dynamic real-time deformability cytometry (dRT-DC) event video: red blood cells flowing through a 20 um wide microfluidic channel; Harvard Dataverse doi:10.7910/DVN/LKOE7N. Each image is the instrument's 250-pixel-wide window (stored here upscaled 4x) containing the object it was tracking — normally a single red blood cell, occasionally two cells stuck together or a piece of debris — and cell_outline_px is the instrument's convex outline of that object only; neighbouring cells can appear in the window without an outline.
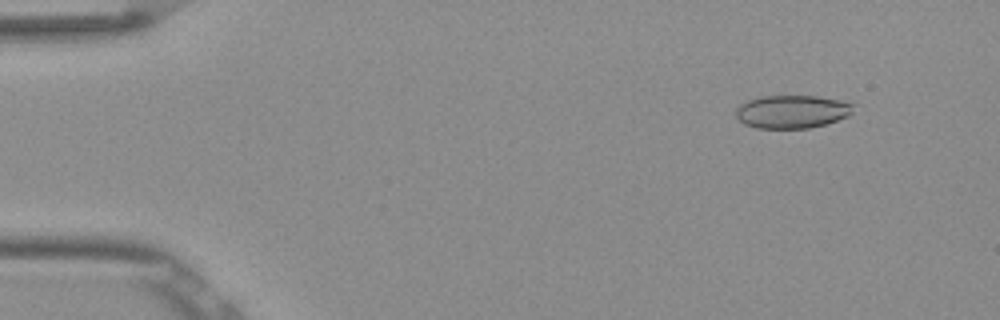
{"species": "Egyptian fruit bat (a non-hibernating species)", "species_latin": "Rousettus aegyptiacus", "temperature_condition": "room temperature", "stored_images_in_passage": 53, "camera_frame_rate_fps": 3000, "um_per_image_px": 0.085, "frame": {"image": 1, "passage_image": 6, "time_ms": 1.667, "image_size_px": [1000, 320], "cell_outline_px": [[852, 112], [848, 116], [824, 124], [808, 128], [756, 128], [744, 124], [736, 116], [736, 108], [740, 104], [748, 100], [760, 96], [816, 96], [836, 100], [852, 104]], "centroid_in_image_um": [67.26, 9.49], "position_along_channel_um": 17.7, "area_um2": 22.37}}
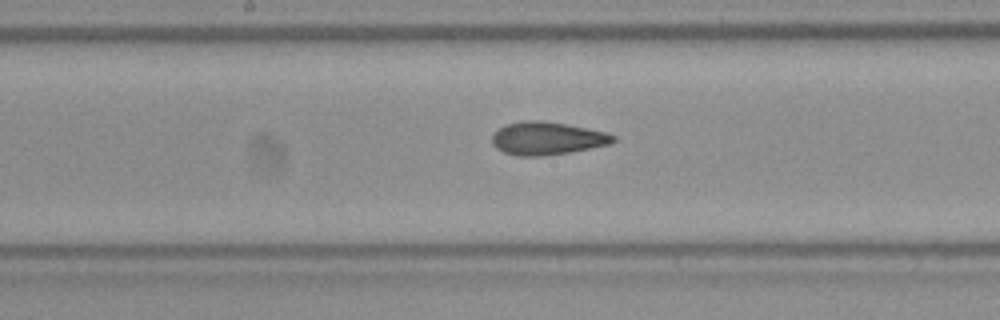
{"frame": {"image": 2, "passage_image": 28, "time_ms": 9.0, "image_size_px": [1000, 320], "cell_outline_px": [[616, 140], [612, 144], [572, 152], [544, 156], [516, 156], [504, 152], [496, 148], [492, 144], [492, 132], [504, 124], [524, 120], [540, 120], [568, 124], [608, 132], [616, 136]], "centroid_in_image_um": [46.51, 11.75], "position_along_channel_um": 201.7, "area_um2": 23.81}}
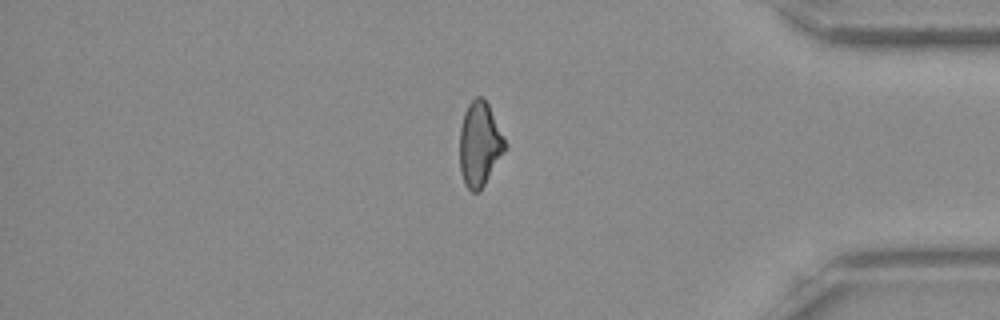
{"frame": {"image": 3, "passage_image": 45, "time_ms": 14.667, "image_size_px": [1000, 320], "cell_outline_px": [[508, 144], [504, 152], [484, 184], [476, 192], [472, 192], [464, 184], [460, 172], [460, 128], [464, 112], [468, 104], [476, 96], [480, 96], [488, 104]], "centroid_in_image_um": [40.76, 12.24], "position_along_channel_um": 394.4, "area_um2": 22.14}, "authors_computed_cell_mechanics": {"area_um2": 22.9466, "velocity_mm_per_s": 3.8771, "shape_relaxation_time_tau1_ms": null, "shape_relaxation_time_tau2_ms": 2.9621, "deformation_change_tau1": null, "deformation_change_tau2": 0.0891}}